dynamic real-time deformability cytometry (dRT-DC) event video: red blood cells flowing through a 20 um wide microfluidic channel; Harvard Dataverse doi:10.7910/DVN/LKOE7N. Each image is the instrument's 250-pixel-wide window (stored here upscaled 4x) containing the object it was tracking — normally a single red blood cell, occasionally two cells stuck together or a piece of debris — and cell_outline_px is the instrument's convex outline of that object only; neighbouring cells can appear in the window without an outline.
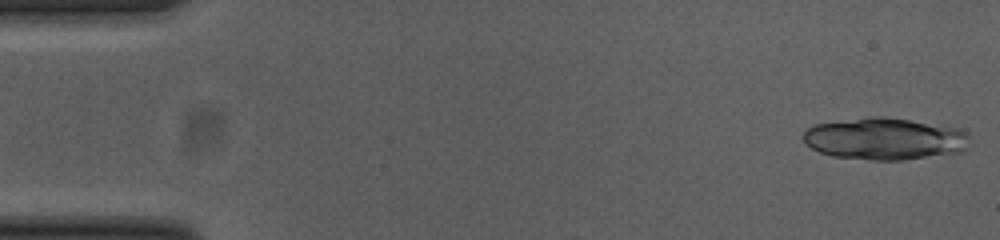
{"species": "common noctule bat (a hibernating species)", "species_latin": "Nyctalus noctula", "temperature_condition": "cold", "stored_images_in_passage": 18, "camera_frame_rate_fps": 3000, "um_per_image_px": 0.085, "animal": {"sex": "female", "body_mass_g": 23.0, "forearm_length_mm": 53.4}, "frame": {"image": 1, "passage_image": 1, "time_ms": 0.0, "image_size_px": [1000, 240], "cell_outline_px": [[972, 144], [964, 152], [900, 160], [872, 160], [832, 156], [820, 152], [812, 148], [800, 136], [808, 128], [816, 124], [868, 116], [888, 116], [956, 128], [964, 132], [968, 136]], "centroid_in_image_um": [75.22, 11.8], "position_along_channel_um": 9.8, "area_um2": 40.92}}
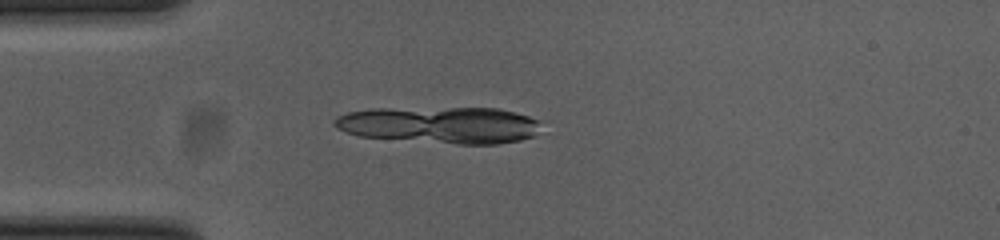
{"frame": {"image": 2, "passage_image": 13, "time_ms": 4.0, "image_size_px": [1000, 240], "cell_outline_px": [[540, 120], [536, 136], [520, 140], [496, 144], [456, 144], [360, 136], [344, 132], [336, 128], [332, 124], [332, 120], [336, 116], [348, 112], [372, 108], [496, 108], [516, 112]], "centroid_in_image_um": [37.38, 10.61], "position_along_channel_um": 47.6, "area_um2": 44.51}}